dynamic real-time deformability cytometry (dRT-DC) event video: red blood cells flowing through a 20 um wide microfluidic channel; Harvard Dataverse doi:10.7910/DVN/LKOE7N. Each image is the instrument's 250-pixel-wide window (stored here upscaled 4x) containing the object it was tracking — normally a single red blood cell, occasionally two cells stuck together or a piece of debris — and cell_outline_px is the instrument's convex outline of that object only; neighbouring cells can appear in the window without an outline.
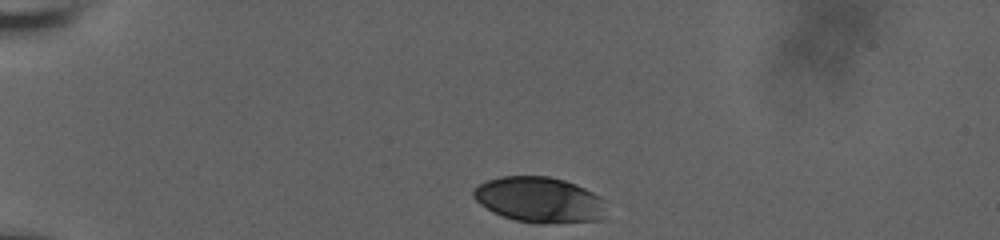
{"species": "human", "species_latin": "Homo sapiens", "temperature_condition": "room temperature", "stored_images_in_passage": 38, "camera_frame_rate_fps": 3000, "um_per_image_px": 0.085, "donor": {"sex": "male"}, "frame": {"image": 1, "passage_image": 1, "time_ms": 0.0, "image_size_px": [1000, 240], "cell_outline_px": [[600, 220], [548, 224], [536, 224], [516, 220], [492, 212], [480, 204], [472, 196], [472, 188], [488, 180], [500, 176], [548, 176], [564, 180], [576, 184], [600, 196]], "centroid_in_image_um": [45.75, 16.97], "position_along_channel_um": 39.3, "area_um2": 34.91}}
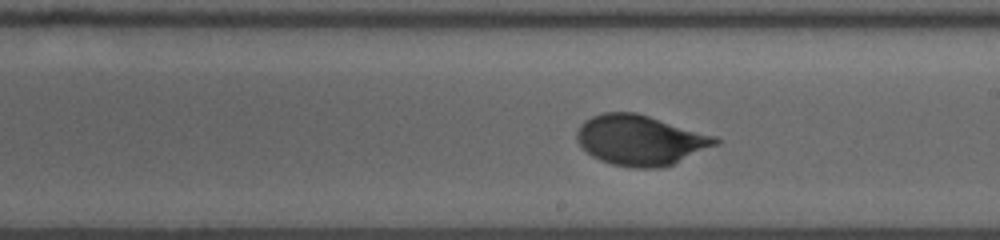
{"frame": {"image": 2, "passage_image": 22, "time_ms": 7.0, "image_size_px": [1000, 240], "cell_outline_px": [[720, 144], [672, 164], [660, 168], [636, 168], [612, 164], [600, 160], [592, 156], [576, 140], [576, 132], [584, 120], [592, 116], [604, 112], [636, 112], [716, 136], [720, 140]], "centroid_in_image_um": [54.44, 11.91], "position_along_channel_um": 234.6, "area_um2": 40.46}}
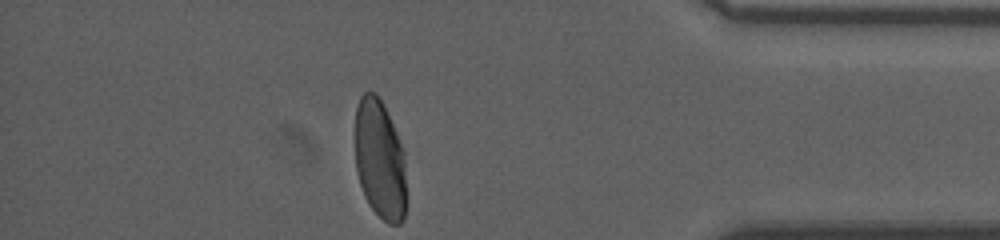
{"frame": {"image": 3, "passage_image": 38, "time_ms": 12.333, "image_size_px": [1000, 240], "cell_outline_px": [[404, 220], [400, 224], [388, 224], [368, 204], [364, 196], [356, 172], [356, 108], [360, 96], [364, 92], [376, 92], [396, 132], [404, 152]], "centroid_in_image_um": [32.26, 13.57], "position_along_channel_um": 402.9, "area_um2": 35.14}, "authors_computed_cell_mechanics": {"area_um2": 39.3907, "velocity_mm_per_s": 3.6727, "shape_relaxation_time_tau1_ms": 3.14, "shape_relaxation_time_tau2_ms": null, "deformation_change_tau1": 0.1424, "deformation_change_tau2": null}}